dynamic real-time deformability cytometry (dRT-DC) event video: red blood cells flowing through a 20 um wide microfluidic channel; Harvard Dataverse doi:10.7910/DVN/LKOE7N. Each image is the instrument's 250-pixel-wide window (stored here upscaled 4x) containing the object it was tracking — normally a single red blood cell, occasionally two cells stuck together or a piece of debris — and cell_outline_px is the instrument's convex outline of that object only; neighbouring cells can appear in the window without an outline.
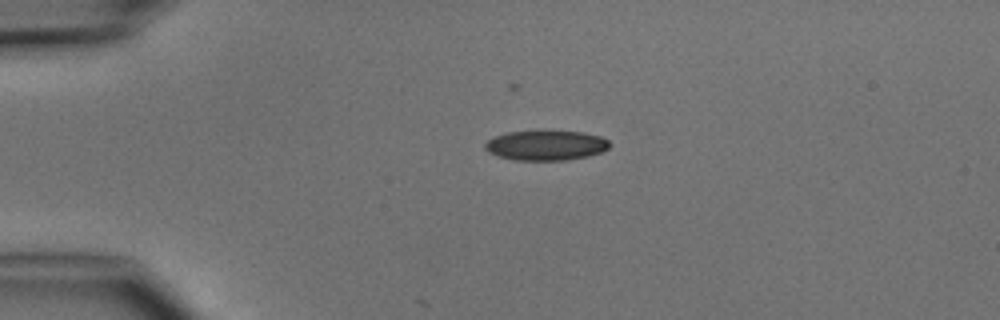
{"species": "common noctule bat (a hibernating species)", "species_latin": "Nyctalus noctula", "temperature_condition": "cold", "stored_images_in_passage": 3, "camera_frame_rate_fps": 3000, "um_per_image_px": 0.085, "animal": {"sex": "male", "body_mass_g": 15.6}, "frame": {"image": 1, "passage_image": 1, "time_ms": 0.0, "image_size_px": [1000, 320], "cell_outline_px": [[612, 144], [608, 148], [600, 152], [588, 156], [568, 160], [512, 160], [488, 152], [484, 148], [484, 144], [488, 140], [496, 136], [508, 132], [540, 128], [584, 132], [600, 136], [608, 140]], "centroid_in_image_um": [46.41, 12.31], "position_along_channel_um": 38.6, "area_um2": 22.54}}